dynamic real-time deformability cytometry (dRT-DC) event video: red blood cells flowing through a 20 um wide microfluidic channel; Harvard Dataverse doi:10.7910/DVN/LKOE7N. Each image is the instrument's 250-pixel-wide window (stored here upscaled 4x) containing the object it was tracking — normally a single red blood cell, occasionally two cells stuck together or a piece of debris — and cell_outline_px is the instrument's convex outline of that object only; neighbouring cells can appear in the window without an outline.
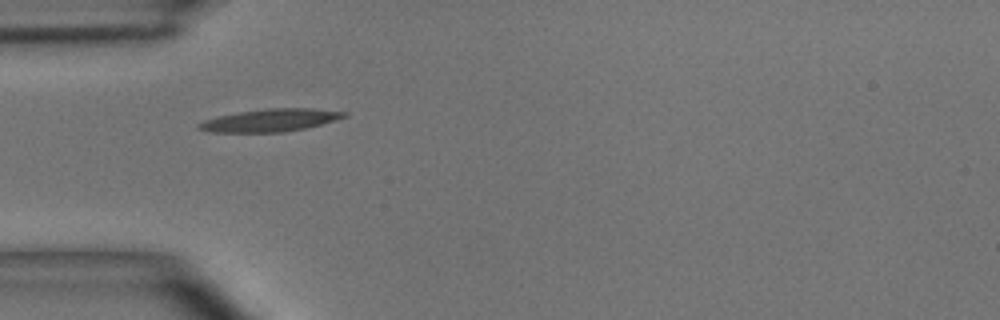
{"species": "common noctule bat (a hibernating species)", "species_latin": "Nyctalus noctula", "temperature_condition": "room temperature", "stored_images_in_passage": 11, "camera_frame_rate_fps": 3000, "um_per_image_px": 0.085, "animal": {"sex": "male", "body_mass_g": 15.6}, "frame": {"image": 1, "passage_image": 1, "time_ms": 0.0, "image_size_px": [1000, 320], "cell_outline_px": [[348, 116], [320, 124], [304, 128], [284, 132], [208, 132], [196, 128], [196, 124], [204, 120], [216, 116], [240, 112], [268, 108], [312, 108], [348, 112]], "centroid_in_image_um": [22.93, 10.22], "position_along_channel_um": 62.1, "area_um2": 19.13}}